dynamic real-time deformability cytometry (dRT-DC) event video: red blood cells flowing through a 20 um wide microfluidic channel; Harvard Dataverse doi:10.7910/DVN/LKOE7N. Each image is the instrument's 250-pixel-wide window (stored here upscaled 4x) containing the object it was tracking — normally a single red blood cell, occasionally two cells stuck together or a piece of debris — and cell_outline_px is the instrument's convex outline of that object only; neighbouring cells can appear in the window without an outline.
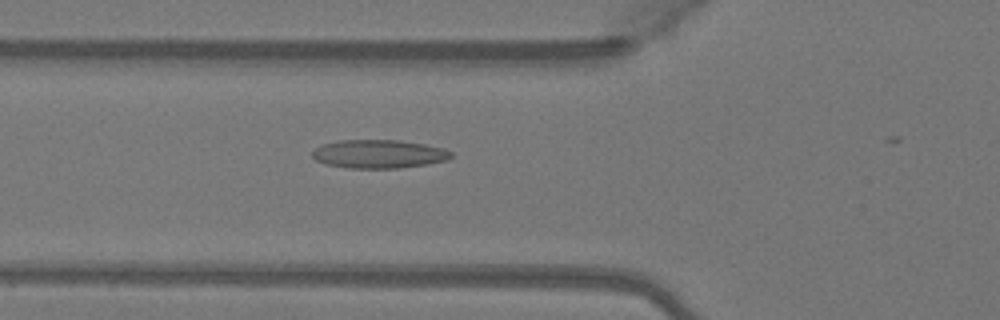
{"species": "Egyptian fruit bat (a non-hibernating species)", "species_latin": "Rousettus aegyptiacus", "temperature_condition": "warm", "stored_images_in_passage": 50, "camera_frame_rate_fps": 3000, "um_per_image_px": 0.085, "animal": {"sex": "female"}, "frame": {"image": 1, "passage_image": 19, "time_ms": 6.0, "image_size_px": [1000, 320], "cell_outline_px": [[448, 156], [436, 160], [420, 164], [380, 168], [372, 168], [336, 164], [320, 160], [316, 156], [332, 144], [364, 140], [380, 140], [412, 144], [432, 148], [448, 152]], "centroid_in_image_um": [32.25, 13.1], "position_along_channel_um": 93.6, "area_um2": 18.96}}
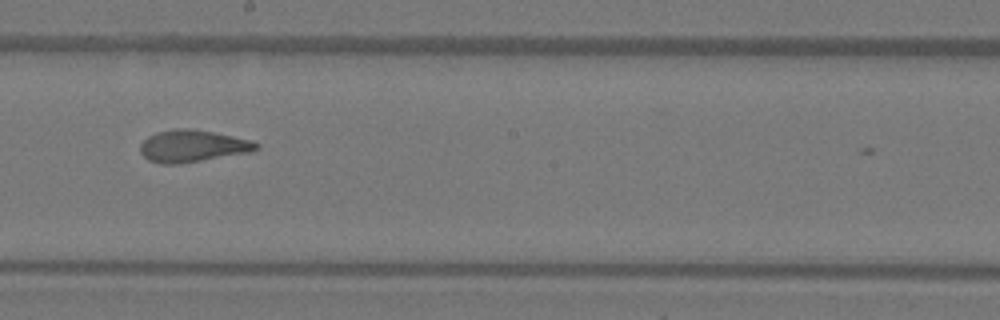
{"frame": {"image": 2, "passage_image": 29, "time_ms": 9.333, "image_size_px": [1000, 320], "cell_outline_px": [[256, 148], [192, 160], [152, 160], [144, 152], [144, 144], [148, 140], [156, 136], [168, 132], [204, 132], [224, 136], [256, 144]], "centroid_in_image_um": [16.35, 12.41], "position_along_channel_um": 231.9, "area_um2": 16.7}}
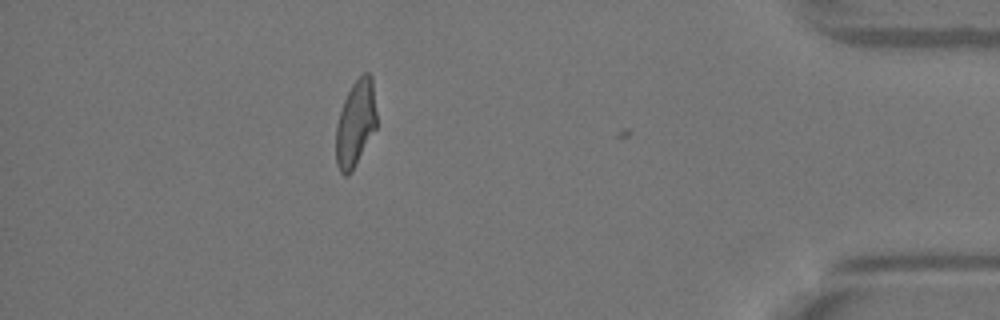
{"frame": {"image": 3, "passage_image": 45, "time_ms": 14.667, "image_size_px": [1000, 320], "cell_outline_px": [[376, 128], [352, 168], [348, 172], [344, 172], [340, 168], [336, 160], [336, 132], [340, 116], [344, 104], [352, 88], [360, 80], [368, 76], [372, 88], [376, 116]], "centroid_in_image_um": [30.21, 10.59], "position_along_channel_um": 405.0, "area_um2": 18.21}, "authors_computed_cell_mechanics": {"area_um2": 17.5712, "velocity_mm_per_s": 4.1256, "shape_relaxation_time_tau1_ms": null, "shape_relaxation_time_tau2_ms": 1.6679, "deformation_change_tau1": null, "deformation_change_tau2": 0.087}}